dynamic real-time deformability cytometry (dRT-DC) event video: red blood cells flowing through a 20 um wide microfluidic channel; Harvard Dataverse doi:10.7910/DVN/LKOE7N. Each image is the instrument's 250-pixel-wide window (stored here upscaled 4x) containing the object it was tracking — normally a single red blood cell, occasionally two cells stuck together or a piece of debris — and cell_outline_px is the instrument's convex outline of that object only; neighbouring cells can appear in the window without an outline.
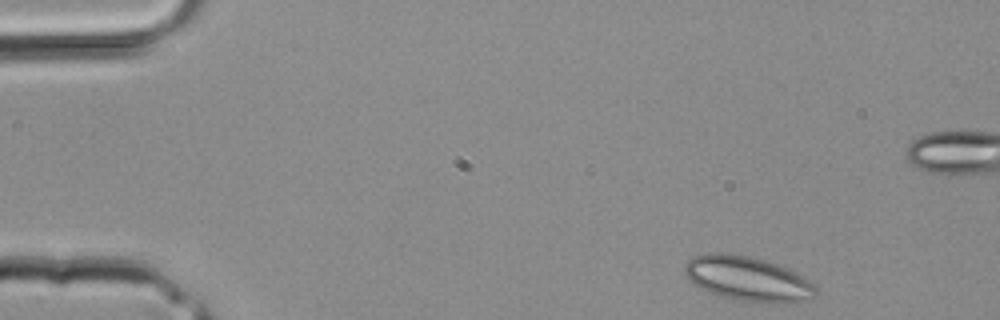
{"species": "common noctule bat (a hibernating species)", "species_latin": "Nyctalus noctula", "temperature_condition": "room temperature", "stored_images_in_passage": 2, "camera_frame_rate_fps": 3000, "um_per_image_px": 0.085, "animal": {"sex": "male", "body_mass_g": 20.4}, "frame": {"image": 1, "passage_image": 2, "time_ms": 0.333, "image_size_px": [1000, 320], "cell_outline_px": [[820, 288], [816, 296], [812, 300], [788, 304], [764, 304], [732, 300], [708, 292], [700, 288], [688, 280], [684, 272], [684, 264], [692, 256], [708, 252], [728, 252], [768, 260], [788, 268], [796, 272], [816, 284]], "centroid_in_image_um": [63.62, 23.72], "position_along_channel_um": 21.4, "area_um2": 35.66}}